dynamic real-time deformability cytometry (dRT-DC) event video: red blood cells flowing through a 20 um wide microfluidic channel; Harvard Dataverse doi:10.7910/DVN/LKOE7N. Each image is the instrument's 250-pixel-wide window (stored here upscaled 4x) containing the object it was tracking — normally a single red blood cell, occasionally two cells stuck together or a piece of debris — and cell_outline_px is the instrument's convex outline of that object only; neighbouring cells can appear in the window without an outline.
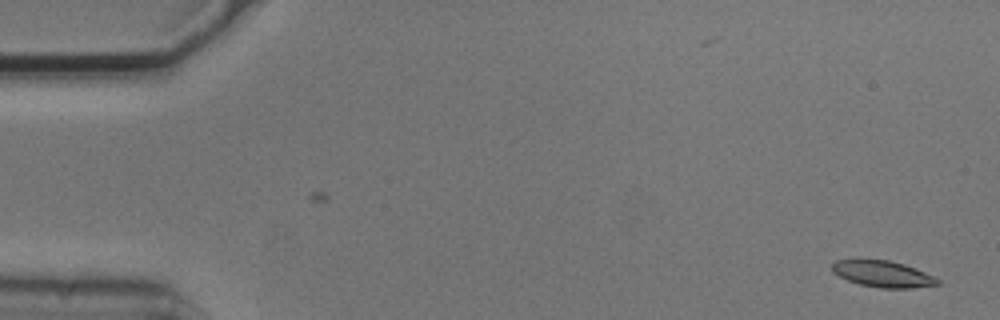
{"species": "common noctule bat (a hibernating species)", "species_latin": "Nyctalus noctula", "temperature_condition": "cold", "stored_images_in_passage": 4, "camera_frame_rate_fps": 3000, "um_per_image_px": 0.085, "animal": {"sex": "male", "body_mass_g": 20.5, "forearm_length_mm": 52.5}, "frame": {"image": 1, "passage_image": 1, "time_ms": 0.0, "image_size_px": [1000, 320], "cell_outline_px": [[940, 284], [912, 288], [880, 288], [860, 284], [848, 280], [832, 272], [832, 264], [836, 260], [856, 256], [888, 260], [904, 264], [916, 268], [940, 280]], "centroid_in_image_um": [74.96, 23.23], "position_along_channel_um": 10.0, "area_um2": 16.76}}
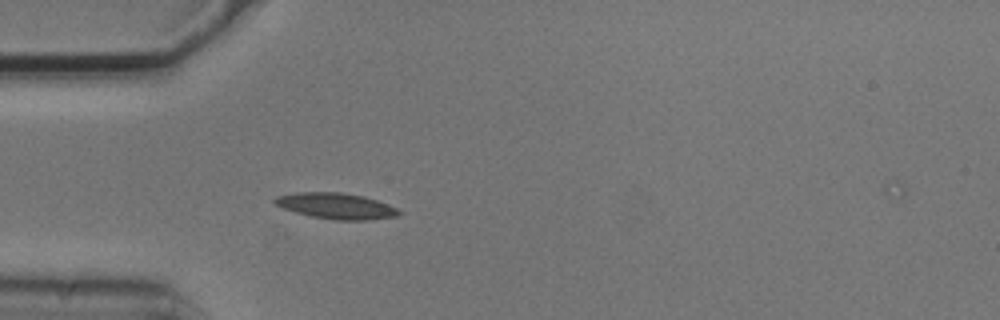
{"frame": {"image": 2, "passage_image": 4, "time_ms": 1.0, "image_size_px": [1000, 320], "cell_outline_px": [[400, 212], [396, 216], [368, 220], [336, 220], [312, 216], [296, 212], [284, 208], [276, 204], [272, 200], [276, 196], [296, 192], [340, 192], [364, 196], [388, 204], [396, 208]], "centroid_in_image_um": [28.55, 17.49], "position_along_channel_um": 56.4, "area_um2": 18.55}}